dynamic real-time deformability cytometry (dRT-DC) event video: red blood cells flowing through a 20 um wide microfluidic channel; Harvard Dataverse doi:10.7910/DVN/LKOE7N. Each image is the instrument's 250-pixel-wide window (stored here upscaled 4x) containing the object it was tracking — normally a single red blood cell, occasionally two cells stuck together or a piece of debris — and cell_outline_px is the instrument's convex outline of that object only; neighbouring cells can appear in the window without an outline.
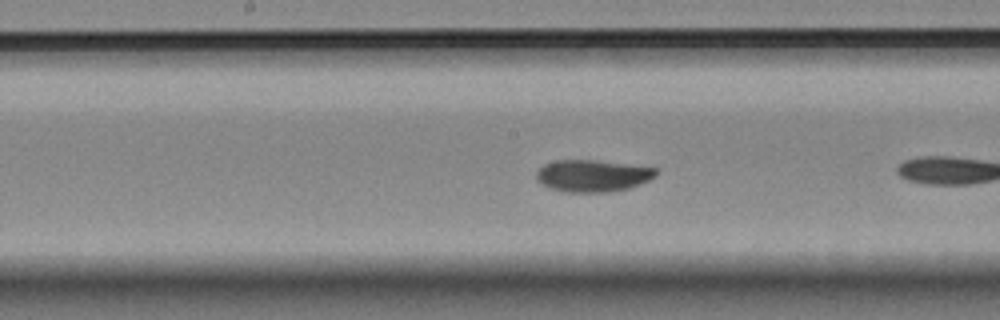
{"species": "Egyptian fruit bat (a non-hibernating species)", "species_latin": "Rousettus aegyptiacus", "temperature_condition": "room temperature", "stored_images_in_passage": 16, "camera_frame_rate_fps": 3000, "um_per_image_px": 0.085, "animal": {"sex": "female"}, "frame": {"image": 1, "passage_image": 13, "time_ms": 4.0, "image_size_px": [1000, 320], "cell_outline_px": [[656, 176], [640, 184], [628, 188], [608, 192], [564, 192], [548, 188], [536, 180], [536, 172], [544, 164], [556, 160], [596, 160], [656, 168]], "centroid_in_image_um": [50.33, 14.94], "position_along_channel_um": 197.9, "area_um2": 22.25}}